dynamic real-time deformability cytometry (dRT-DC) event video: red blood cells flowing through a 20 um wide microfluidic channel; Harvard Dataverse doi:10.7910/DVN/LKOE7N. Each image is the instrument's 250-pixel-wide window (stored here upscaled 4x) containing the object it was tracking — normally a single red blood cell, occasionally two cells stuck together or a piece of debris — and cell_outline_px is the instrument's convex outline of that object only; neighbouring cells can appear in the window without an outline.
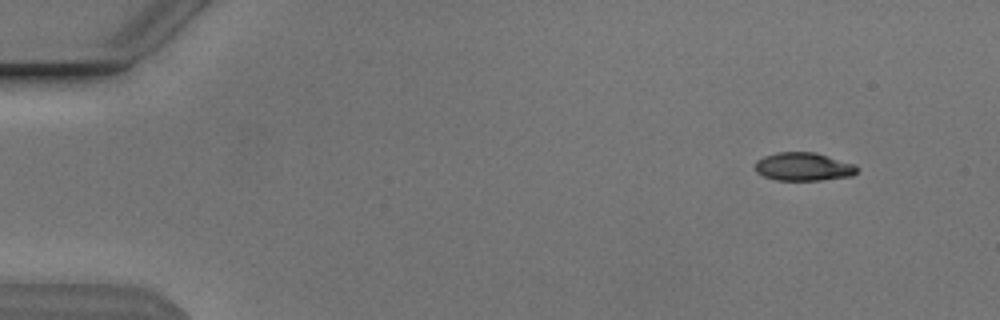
{"species": "Egyptian fruit bat (a non-hibernating species)", "species_latin": "Rousettus aegyptiacus", "temperature_condition": "cold", "stored_images_in_passage": 11, "camera_frame_rate_fps": 3000, "um_per_image_px": 0.085, "animal": {"sex": "male"}, "frame": {"image": 1, "passage_image": 11, "time_ms": 3.333, "image_size_px": [1000, 320], "cell_outline_px": [[860, 168], [852, 176], [820, 180], [776, 180], [764, 176], [756, 172], [756, 160], [764, 156], [776, 152], [816, 152], [856, 164]], "centroid_in_image_um": [68.32, 14.16], "position_along_channel_um": 16.7, "area_um2": 16.94}}